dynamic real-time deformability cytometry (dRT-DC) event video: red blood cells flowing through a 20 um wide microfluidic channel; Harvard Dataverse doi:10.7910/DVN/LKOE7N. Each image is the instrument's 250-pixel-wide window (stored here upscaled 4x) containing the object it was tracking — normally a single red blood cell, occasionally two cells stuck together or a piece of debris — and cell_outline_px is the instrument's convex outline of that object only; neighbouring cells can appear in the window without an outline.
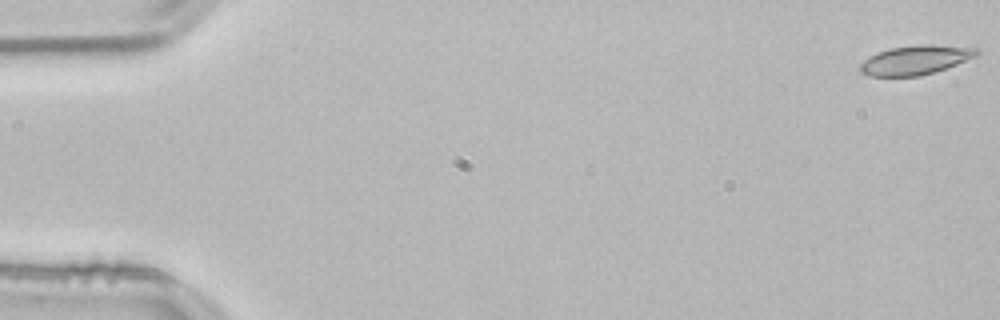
{"species": "common noctule bat (a hibernating species)", "species_latin": "Nyctalus noctula", "temperature_condition": "room temperature", "stored_images_in_passage": 16, "camera_frame_rate_fps": 3000, "um_per_image_px": 0.085, "animal": {"sex": "male", "body_mass_g": 21.5, "forearm_length_mm": 52.0}, "frame": {"image": 1, "passage_image": 1, "time_ms": 0.0, "image_size_px": [1000, 320], "cell_outline_px": [[980, 52], [976, 56], [956, 64], [920, 76], [868, 76], [860, 72], [860, 64], [864, 60], [876, 52], [888, 48], [920, 44], [928, 44], [976, 48]], "centroid_in_image_um": [77.76, 5.09], "position_along_channel_um": 7.2, "area_um2": 19.71}}
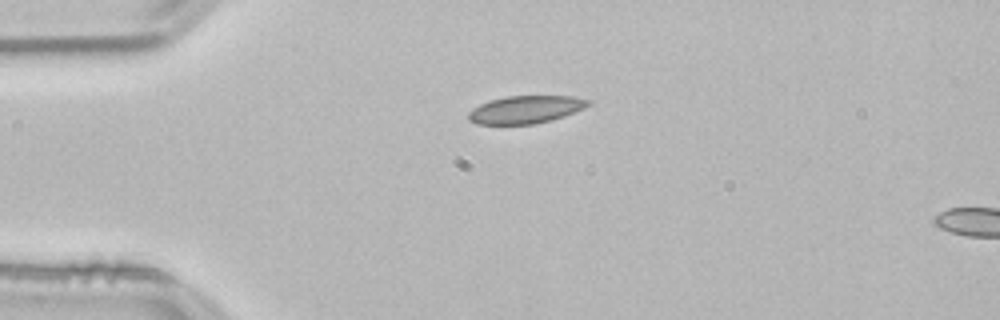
{"frame": {"image": 2, "passage_image": 13, "time_ms": 4.0, "image_size_px": [1000, 320], "cell_outline_px": [[592, 104], [584, 108], [564, 116], [552, 120], [532, 124], [476, 124], [468, 120], [468, 112], [472, 108], [488, 100], [504, 96], [572, 96], [588, 100]], "centroid_in_image_um": [44.64, 9.31], "position_along_channel_um": 40.4, "area_um2": 19.42}}